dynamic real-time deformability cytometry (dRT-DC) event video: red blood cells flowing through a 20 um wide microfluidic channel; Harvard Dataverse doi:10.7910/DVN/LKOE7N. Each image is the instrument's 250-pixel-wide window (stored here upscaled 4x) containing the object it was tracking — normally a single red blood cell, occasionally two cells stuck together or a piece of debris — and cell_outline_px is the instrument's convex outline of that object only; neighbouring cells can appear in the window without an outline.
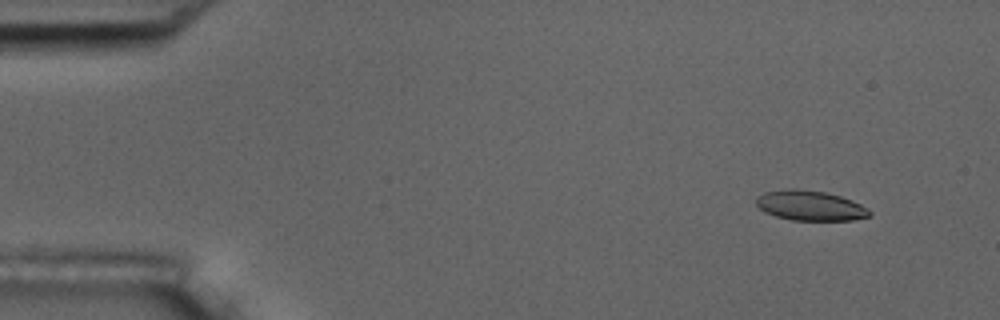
{"species": "common noctule bat (a hibernating species)", "species_latin": "Nyctalus noctula", "temperature_condition": "room temperature", "stored_images_in_passage": 7, "camera_frame_rate_fps": 3000, "um_per_image_px": 0.085, "animal": {"sex": "male", "body_mass_g": 17.5, "forearm_length_mm": 52.3}, "frame": {"image": 1, "passage_image": 2, "time_ms": 1.0, "image_size_px": [1000, 320], "cell_outline_px": [[872, 216], [852, 220], [792, 220], [776, 216], [764, 212], [756, 204], [756, 196], [764, 192], [792, 188], [796, 188], [824, 192], [840, 196], [852, 200], [868, 208], [872, 212]], "centroid_in_image_um": [68.87, 17.47], "position_along_channel_um": 16.1, "area_um2": 19.88}}
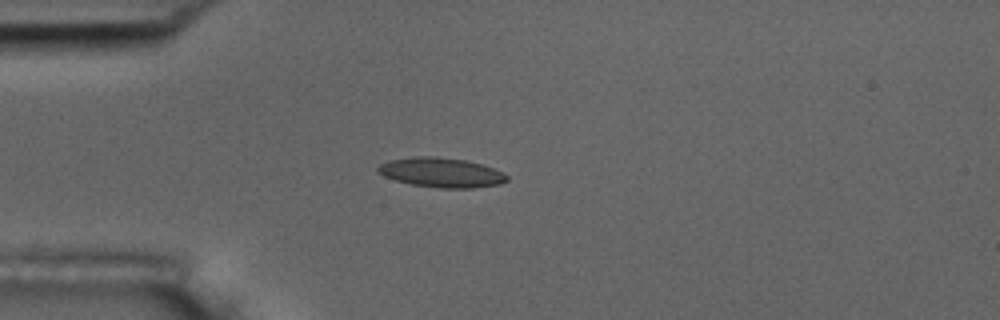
{"frame": {"image": 2, "passage_image": 4, "time_ms": 4.333, "image_size_px": [1000, 320], "cell_outline_px": [[508, 180], [500, 184], [472, 188], [440, 188], [412, 184], [396, 180], [384, 176], [376, 172], [376, 168], [380, 164], [388, 160], [412, 156], [436, 156], [464, 160], [480, 164], [504, 172], [508, 176]], "centroid_in_image_um": [37.49, 14.66], "position_along_channel_um": 47.5, "area_um2": 22.31}}